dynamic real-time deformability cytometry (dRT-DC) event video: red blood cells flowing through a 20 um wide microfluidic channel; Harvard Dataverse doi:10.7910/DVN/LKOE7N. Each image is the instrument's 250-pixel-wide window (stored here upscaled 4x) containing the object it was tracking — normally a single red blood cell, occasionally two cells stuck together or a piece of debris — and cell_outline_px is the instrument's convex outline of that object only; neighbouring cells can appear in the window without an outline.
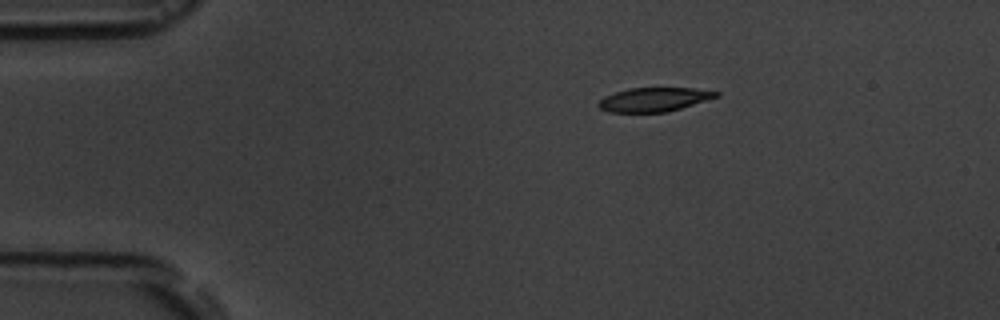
{"species": "common noctule bat (a hibernating species)", "species_latin": "Nyctalus noctula", "temperature_condition": "room temperature", "stored_images_in_passage": 6, "camera_frame_rate_fps": 3000, "um_per_image_px": 0.085, "animal": {"sex": "male", "body_mass_g": 19.5, "forearm_length_mm": 54.6}, "frame": {"image": 1, "passage_image": 1, "time_ms": 0.0, "image_size_px": [1000, 320], "cell_outline_px": [[720, 96], [668, 112], [608, 112], [600, 108], [596, 104], [604, 96], [628, 88], [692, 88], [720, 92]], "centroid_in_image_um": [55.59, 8.46], "position_along_channel_um": 29.4, "area_um2": 16.42}}
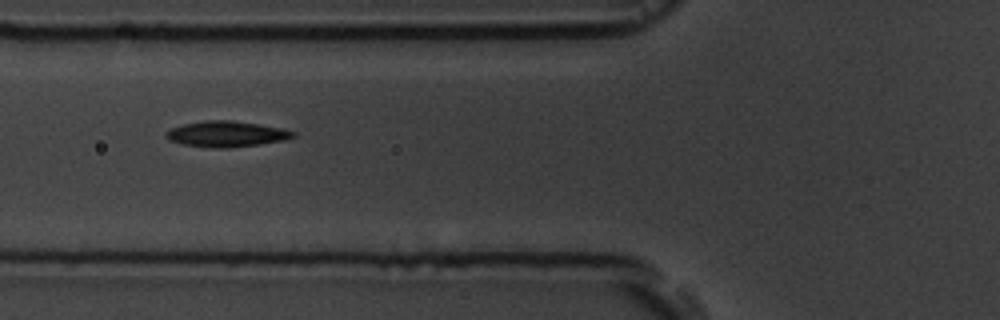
{"frame": {"image": 2, "passage_image": 4, "time_ms": 3.667, "image_size_px": [1000, 320], "cell_outline_px": [[296, 136], [284, 140], [260, 144], [228, 148], [212, 148], [184, 144], [168, 140], [164, 136], [164, 132], [172, 128], [184, 124], [204, 120], [232, 120], [284, 128], [296, 132]], "centroid_in_image_um": [19.25, 11.39], "position_along_channel_um": 106.5, "area_um2": 19.19}}
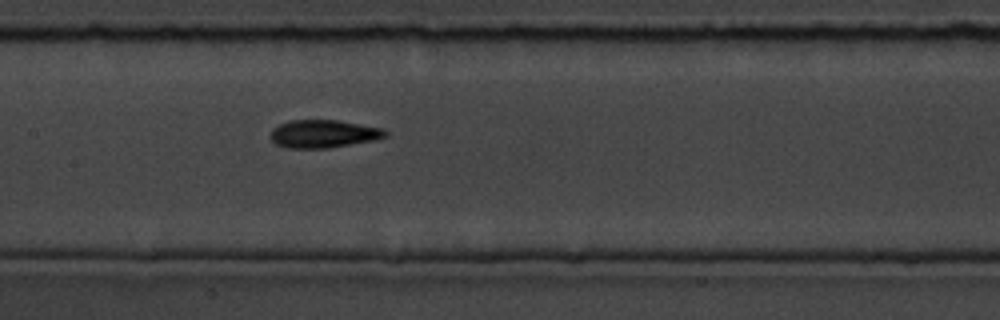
{"frame": {"image": 3, "passage_image": 6, "time_ms": 5.667, "image_size_px": [1000, 320], "cell_outline_px": [[388, 136], [372, 140], [328, 148], [288, 148], [276, 144], [272, 140], [272, 128], [288, 120], [336, 120], [384, 128], [388, 132]], "centroid_in_image_um": [27.5, 11.37], "position_along_channel_um": 179.9, "area_um2": 18.55}}